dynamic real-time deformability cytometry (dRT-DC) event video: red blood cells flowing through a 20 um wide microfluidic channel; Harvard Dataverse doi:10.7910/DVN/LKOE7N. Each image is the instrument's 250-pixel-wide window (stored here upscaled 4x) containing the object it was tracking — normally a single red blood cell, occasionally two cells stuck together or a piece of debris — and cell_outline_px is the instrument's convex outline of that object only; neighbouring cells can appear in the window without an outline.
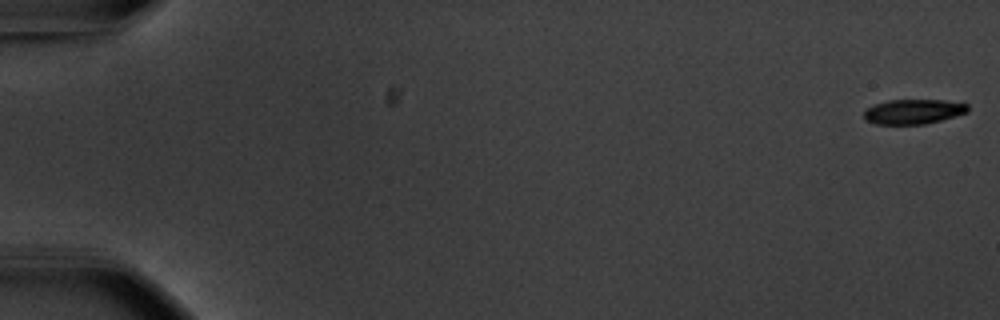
{"species": "common noctule bat (a hibernating species)", "species_latin": "Nyctalus noctula", "temperature_condition": "warm", "stored_images_in_passage": 56, "camera_frame_rate_fps": 3000, "um_per_image_px": 0.085, "animal": {"sex": "male", "body_mass_g": 20.1, "forearm_length_mm": 53.5}, "frame": {"image": 1, "passage_image": 1, "time_ms": 0.0, "image_size_px": [1000, 320], "cell_outline_px": [[968, 112], [940, 120], [924, 124], [876, 124], [864, 120], [864, 112], [872, 104], [888, 100], [944, 100], [968, 104]], "centroid_in_image_um": [77.6, 9.48], "position_along_channel_um": 7.4, "area_um2": 14.97}}
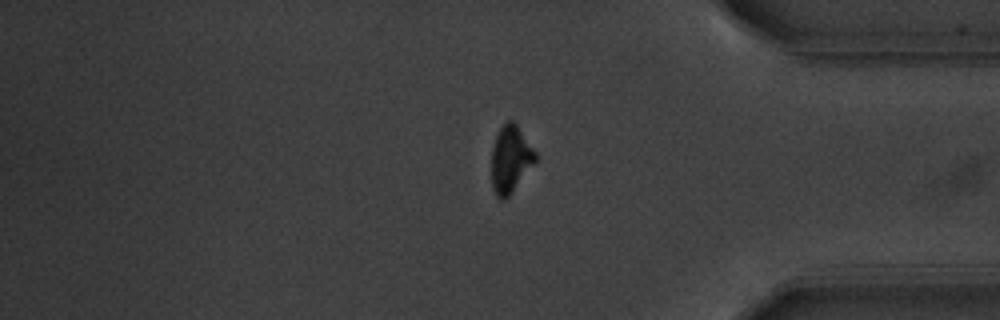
{"frame": {"image": 2, "passage_image": 47, "time_ms": 15.333, "image_size_px": [1000, 320], "cell_outline_px": [[536, 164], [512, 192], [504, 200], [500, 200], [496, 196], [492, 188], [492, 148], [496, 136], [504, 120], [512, 120], [516, 124], [536, 152]], "centroid_in_image_um": [43.4, 13.54], "position_along_channel_um": 391.8, "area_um2": 17.34}}
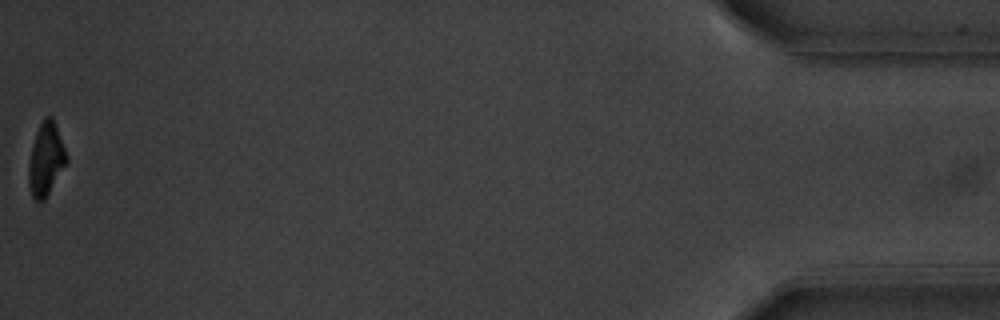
{"frame": {"image": 3, "passage_image": 56, "time_ms": 18.333, "image_size_px": [1000, 320], "cell_outline_px": [[68, 160], [44, 200], [36, 200], [32, 196], [28, 184], [28, 164], [36, 132], [44, 116], [52, 116], [68, 156]], "centroid_in_image_um": [3.9, 13.52], "position_along_channel_um": 431.3, "area_um2": 15.84}, "authors_computed_cell_mechanics": {"area_um2": 17.2244, "velocity_mm_per_s": 3.72, "shape_relaxation_time_tau1_ms": 2.1902, "shape_relaxation_time_tau2_ms": null, "deformation_change_tau1": 0.1596, "deformation_change_tau2": null}}